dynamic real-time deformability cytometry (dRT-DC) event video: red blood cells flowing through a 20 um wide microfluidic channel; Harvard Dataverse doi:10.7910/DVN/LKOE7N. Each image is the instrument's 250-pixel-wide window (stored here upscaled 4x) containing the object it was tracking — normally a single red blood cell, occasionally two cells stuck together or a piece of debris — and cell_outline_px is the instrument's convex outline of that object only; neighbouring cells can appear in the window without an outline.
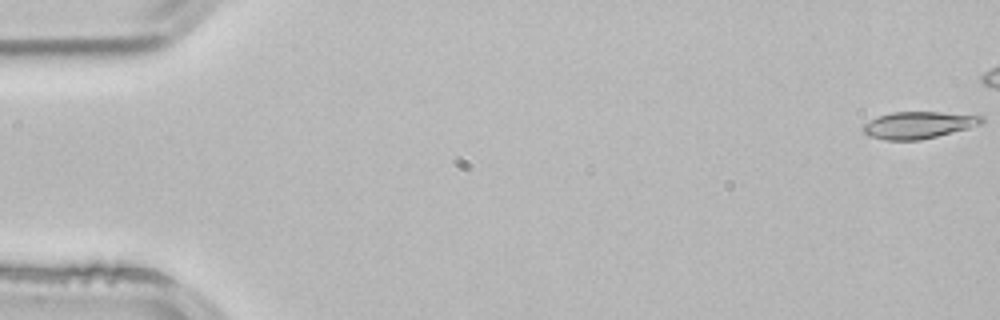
{"species": "common noctule bat (a hibernating species)", "species_latin": "Nyctalus noctula", "temperature_condition": "room temperature", "stored_images_in_passage": 45, "camera_frame_rate_fps": 3000, "um_per_image_px": 0.085, "animal": {"sex": "male", "body_mass_g": 21.5, "forearm_length_mm": 52.0}, "frame": {"image": 1, "passage_image": 1, "time_ms": 0.0, "image_size_px": [1000, 320], "cell_outline_px": [[984, 120], [980, 124], [968, 128], [920, 140], [884, 140], [868, 136], [860, 128], [864, 124], [880, 116], [892, 112], [940, 112], [984, 116]], "centroid_in_image_um": [78.05, 10.63], "position_along_channel_um": 7.0, "area_um2": 18.44}}
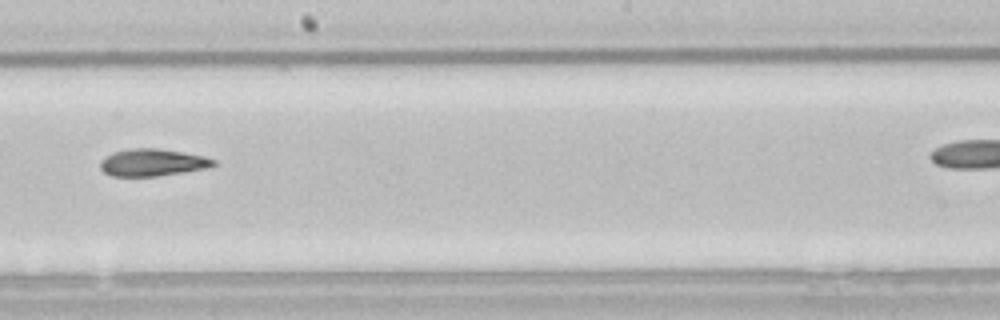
{"frame": {"image": 2, "passage_image": 30, "time_ms": 9.667, "image_size_px": [1000, 320], "cell_outline_px": [[216, 164], [204, 168], [184, 172], [156, 176], [112, 176], [104, 172], [100, 168], [100, 160], [104, 156], [112, 152], [132, 148], [156, 148], [204, 156], [216, 160]], "centroid_in_image_um": [12.9, 13.81], "position_along_channel_um": 235.3, "area_um2": 17.86}}
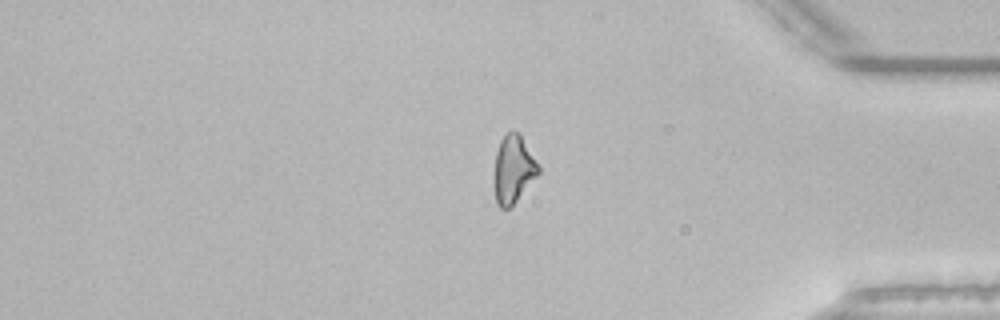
{"frame": {"image": 3, "passage_image": 44, "time_ms": 14.333, "image_size_px": [1000, 320], "cell_outline_px": [[540, 172], [516, 200], [508, 208], [500, 208], [496, 204], [492, 184], [492, 180], [496, 152], [500, 140], [508, 132], [516, 132], [520, 136], [540, 168]], "centroid_in_image_um": [43.56, 14.44], "position_along_channel_um": 391.6, "area_um2": 17.28}}